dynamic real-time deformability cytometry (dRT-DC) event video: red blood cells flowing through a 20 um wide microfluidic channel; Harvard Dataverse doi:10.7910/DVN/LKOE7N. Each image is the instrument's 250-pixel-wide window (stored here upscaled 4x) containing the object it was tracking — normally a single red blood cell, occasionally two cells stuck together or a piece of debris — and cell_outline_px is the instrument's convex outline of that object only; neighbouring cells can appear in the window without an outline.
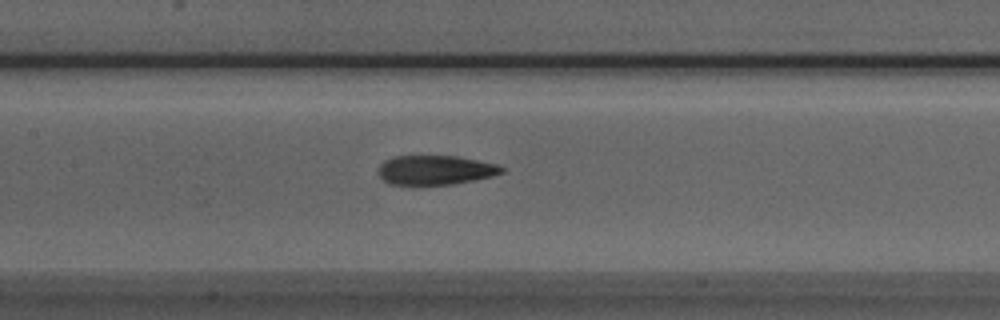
{"species": "Egyptian fruit bat (a non-hibernating species)", "species_latin": "Rousettus aegyptiacus", "temperature_condition": "room temperature", "stored_images_in_passage": 37, "camera_frame_rate_fps": 3000, "um_per_image_px": 0.085, "animal": {"sex": "male"}, "frame": {"image": 1, "passage_image": 9, "time_ms": 2.667, "image_size_px": [1000, 320], "cell_outline_px": [[504, 172], [492, 176], [476, 180], [452, 184], [388, 184], [376, 172], [380, 164], [384, 160], [396, 156], [456, 156], [496, 164], [504, 168]], "centroid_in_image_um": [36.98, 14.45], "position_along_channel_um": 170.4, "area_um2": 21.04}}
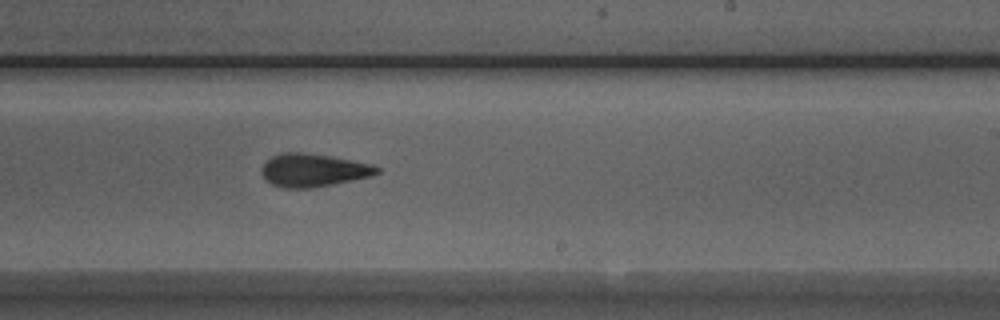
{"frame": {"image": 2, "passage_image": 16, "time_ms": 5.0, "image_size_px": [1000, 320], "cell_outline_px": [[380, 172], [372, 176], [312, 188], [284, 188], [272, 184], [264, 180], [260, 172], [260, 168], [272, 156], [280, 152], [300, 152], [332, 156], [372, 164], [380, 168]], "centroid_in_image_um": [26.6, 14.46], "position_along_channel_um": 262.4, "area_um2": 22.37}}
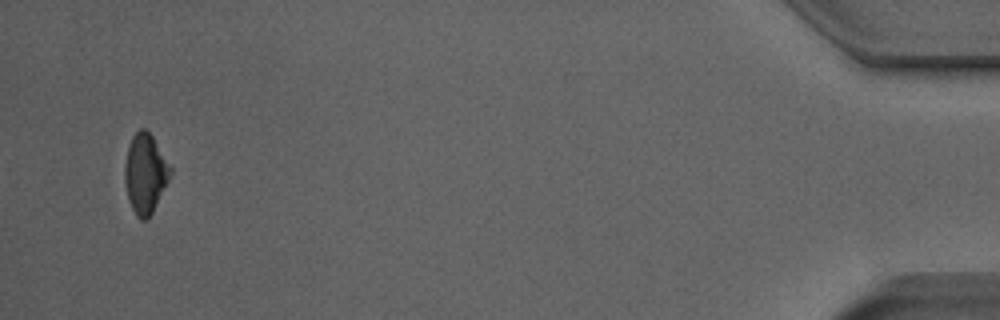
{"frame": {"image": 3, "passage_image": 35, "time_ms": 11.333, "image_size_px": [1000, 320], "cell_outline_px": [[172, 172], [148, 220], [140, 220], [136, 216], [132, 208], [124, 184], [124, 168], [128, 148], [132, 136], [140, 128], [144, 128], [152, 136], [172, 168]], "centroid_in_image_um": [12.33, 14.75], "position_along_channel_um": 422.9, "area_um2": 20.87}, "authors_computed_cell_mechanics": {"area_um2": 21.7328, "velocity_mm_per_s": 3.9572, "shape_relaxation_time_tau1_ms": 9.7788, "shape_relaxation_time_tau2_ms": 3.8477, "deformation_change_tau1": 0.2087, "deformation_change_tau2": 0.1254}}